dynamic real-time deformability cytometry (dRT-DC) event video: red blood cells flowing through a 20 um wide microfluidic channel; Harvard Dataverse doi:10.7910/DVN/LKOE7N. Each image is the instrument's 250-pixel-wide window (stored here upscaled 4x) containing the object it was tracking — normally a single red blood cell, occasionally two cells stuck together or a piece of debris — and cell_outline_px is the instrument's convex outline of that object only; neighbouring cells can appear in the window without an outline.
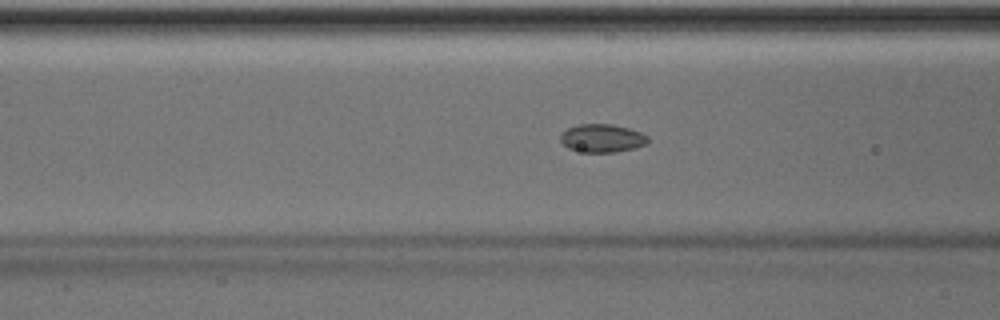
{"species": "Egyptian fruit bat (a non-hibernating species)", "species_latin": "Rousettus aegyptiacus", "temperature_condition": "room temperature", "stored_images_in_passage": 38, "segment_of_instrument_passage": [1, 2], "camera_frame_rate_fps": 3000, "um_per_image_px": 0.085, "animal": {"sex": "male"}, "frame": {"image": 1, "passage_image": 7, "time_ms": 2.0, "image_size_px": [1000, 320], "cell_outline_px": [[648, 140], [644, 144], [632, 148], [616, 152], [584, 152], [568, 148], [560, 140], [560, 136], [568, 128], [580, 124], [612, 124], [628, 128], [640, 132], [648, 136]], "centroid_in_image_um": [51.17, 11.74], "position_along_channel_um": 115.4, "area_um2": 14.1}}
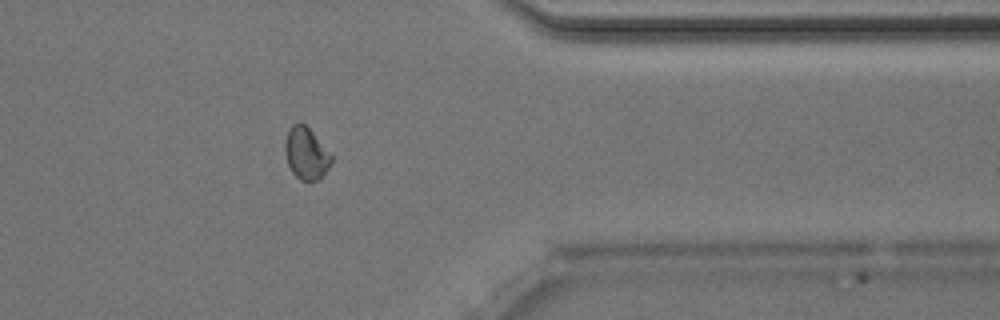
{"frame": {"image": 2, "passage_image": 28, "time_ms": 9.0, "image_size_px": [1000, 320], "cell_outline_px": [[332, 164], [320, 180], [308, 184], [300, 180], [292, 172], [288, 164], [284, 152], [284, 144], [288, 128], [292, 124], [304, 124], [312, 132], [332, 156]], "centroid_in_image_um": [26.02, 13.11], "position_along_channel_um": 385.4, "area_um2": 14.28}}